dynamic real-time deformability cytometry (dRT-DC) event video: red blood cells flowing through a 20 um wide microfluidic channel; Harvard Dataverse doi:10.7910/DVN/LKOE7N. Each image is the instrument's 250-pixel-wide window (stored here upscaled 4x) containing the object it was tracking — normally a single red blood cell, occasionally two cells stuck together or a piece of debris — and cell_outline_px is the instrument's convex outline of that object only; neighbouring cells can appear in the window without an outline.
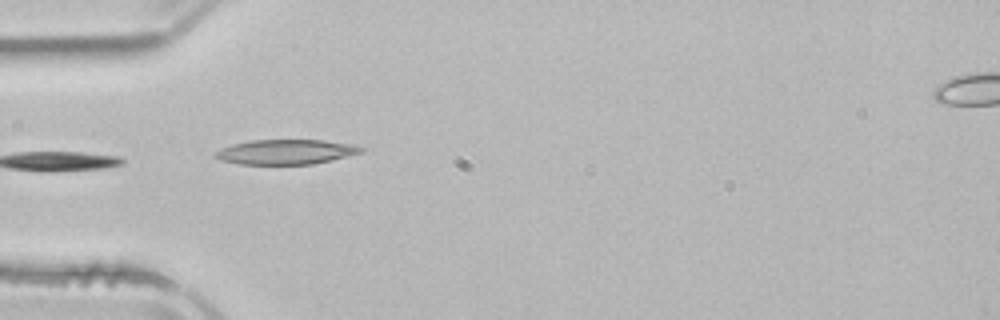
{"species": "common noctule bat (a hibernating species)", "species_latin": "Nyctalus noctula", "temperature_condition": "room temperature", "stored_images_in_passage": 6, "camera_frame_rate_fps": 3000, "um_per_image_px": 0.085, "animal": {"sex": "male", "body_mass_g": 21.5, "forearm_length_mm": 52.0}, "frame": {"image": 1, "passage_image": 4, "time_ms": 4.333, "image_size_px": [1000, 320], "cell_outline_px": [[364, 152], [312, 164], [240, 164], [220, 160], [212, 156], [220, 148], [232, 144], [252, 140], [324, 140], [356, 144], [364, 148]], "centroid_in_image_um": [24.3, 12.9], "position_along_channel_um": 60.7, "area_um2": 21.15}}
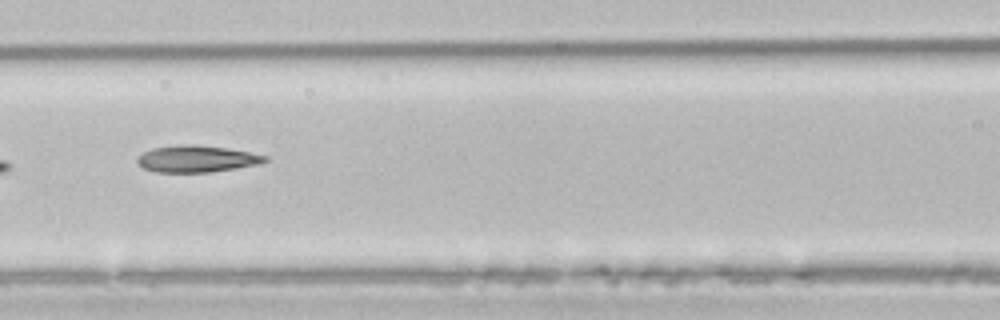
{"frame": {"image": 2, "passage_image": 6, "time_ms": 6.667, "image_size_px": [1000, 320], "cell_outline_px": [[268, 160], [260, 164], [236, 168], [208, 172], [156, 172], [144, 168], [136, 160], [144, 152], [152, 148], [180, 144], [196, 144], [228, 148], [268, 156]], "centroid_in_image_um": [16.74, 13.49], "position_along_channel_um": 149.9, "area_um2": 19.83}}